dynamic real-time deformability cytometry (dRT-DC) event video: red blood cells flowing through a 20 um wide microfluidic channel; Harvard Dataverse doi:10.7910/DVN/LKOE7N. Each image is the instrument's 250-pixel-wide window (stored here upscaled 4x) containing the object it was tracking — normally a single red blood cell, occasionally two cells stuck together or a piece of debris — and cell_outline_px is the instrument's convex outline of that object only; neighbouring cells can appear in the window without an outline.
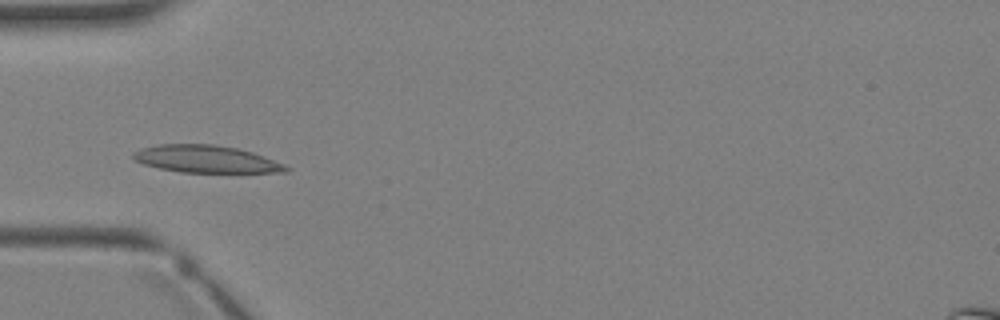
{"species": "Egyptian fruit bat (a non-hibernating species)", "species_latin": "Rousettus aegyptiacus", "temperature_condition": "warm", "stored_images_in_passage": 2, "camera_frame_rate_fps": 3000, "um_per_image_px": 0.085, "animal": {"sex": "female"}, "frame": {"image": 1, "passage_image": 2, "time_ms": 1.333, "image_size_px": [1000, 320], "cell_outline_px": [[292, 168], [288, 172], [180, 172], [160, 168], [144, 164], [132, 160], [132, 152], [140, 148], [160, 144], [212, 144], [236, 148], [252, 152], [264, 156], [284, 164]], "centroid_in_image_um": [17.5, 13.52], "position_along_channel_um": 67.5, "area_um2": 24.33}}